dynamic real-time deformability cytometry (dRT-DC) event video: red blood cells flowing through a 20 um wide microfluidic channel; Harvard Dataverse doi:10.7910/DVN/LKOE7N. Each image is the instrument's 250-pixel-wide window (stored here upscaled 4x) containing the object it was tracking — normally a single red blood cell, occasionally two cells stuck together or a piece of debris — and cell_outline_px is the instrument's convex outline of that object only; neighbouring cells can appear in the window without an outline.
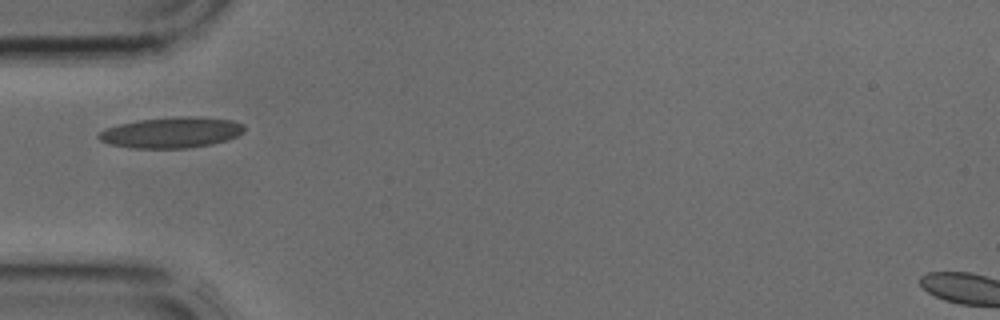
{"species": "common noctule bat (a hibernating species)", "species_latin": "Nyctalus noctula", "temperature_condition": "cold", "stored_images_in_passage": 2, "camera_frame_rate_fps": 3000, "um_per_image_px": 0.085, "animal": {"sex": "male", "body_mass_g": 17.9, "forearm_length_mm": 54.2}, "frame": {"image": 1, "passage_image": 2, "time_ms": 0.333, "image_size_px": [1000, 320], "cell_outline_px": [[244, 132], [228, 140], [212, 144], [188, 148], [132, 148], [108, 144], [100, 140], [96, 136], [104, 128], [136, 120], [172, 116], [196, 116], [232, 120], [244, 124]], "centroid_in_image_um": [14.56, 11.25], "position_along_channel_um": 70.4, "area_um2": 26.47}}